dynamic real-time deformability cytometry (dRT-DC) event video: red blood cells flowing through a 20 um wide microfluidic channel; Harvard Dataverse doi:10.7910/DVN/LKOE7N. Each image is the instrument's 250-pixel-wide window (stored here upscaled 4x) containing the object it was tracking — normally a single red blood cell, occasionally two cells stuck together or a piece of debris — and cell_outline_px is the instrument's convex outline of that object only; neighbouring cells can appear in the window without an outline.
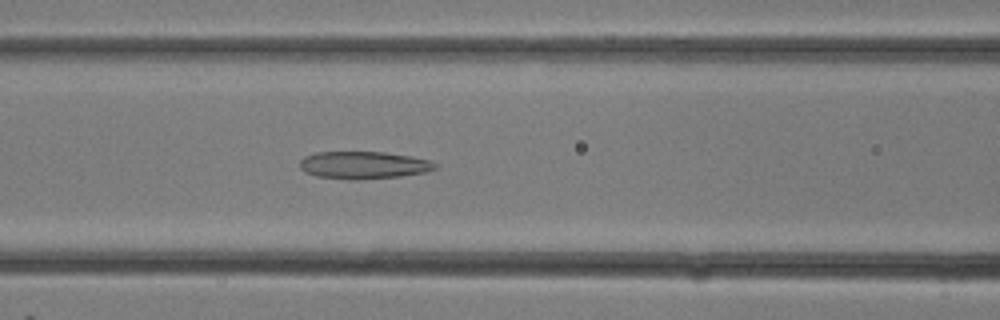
{"species": "common noctule bat (a hibernating species)", "species_latin": "Nyctalus noctula", "temperature_condition": "room temperature", "stored_images_in_passage": 12, "camera_frame_rate_fps": 3000, "um_per_image_px": 0.085, "animal": {"sex": "female"}, "frame": {"image": 1, "passage_image": 12, "time_ms": 3.667, "image_size_px": [1000, 320], "cell_outline_px": [[440, 164], [436, 168], [428, 172], [400, 176], [360, 180], [348, 180], [316, 176], [304, 172], [300, 168], [300, 160], [304, 156], [316, 152], [384, 152], [408, 156], [428, 160]], "centroid_in_image_um": [30.89, 14.04], "position_along_channel_um": 135.7, "area_um2": 21.85}}